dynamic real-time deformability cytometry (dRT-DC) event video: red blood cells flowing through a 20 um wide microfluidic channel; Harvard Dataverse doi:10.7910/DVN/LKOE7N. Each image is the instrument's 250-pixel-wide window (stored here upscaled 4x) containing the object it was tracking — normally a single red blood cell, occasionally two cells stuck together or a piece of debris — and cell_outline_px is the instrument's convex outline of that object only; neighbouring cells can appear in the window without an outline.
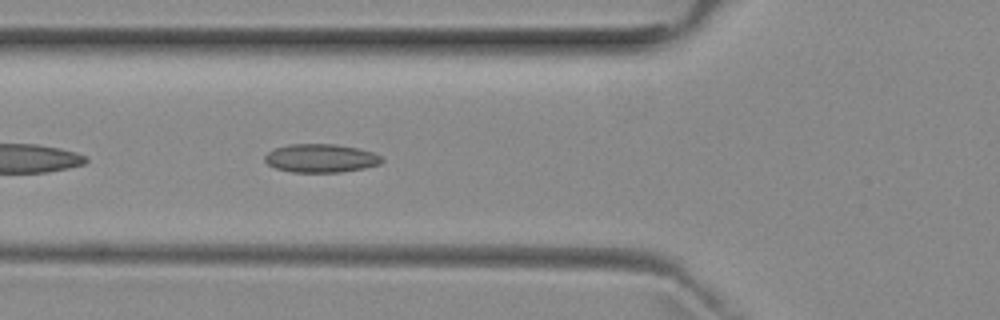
{"species": "common noctule bat (a hibernating species)", "species_latin": "Nyctalus noctula", "temperature_condition": "room temperature", "stored_images_in_passage": 38, "camera_frame_rate_fps": 3000, "um_per_image_px": 0.085, "animal": {"sex": "female", "body_mass_g": 29.2, "forearm_length_mm": 56.3}, "frame": {"image": 1, "passage_image": 5, "time_ms": 1.333, "image_size_px": [1000, 320], "cell_outline_px": [[384, 160], [380, 164], [364, 168], [340, 172], [292, 172], [276, 168], [268, 164], [264, 160], [264, 156], [268, 152], [276, 148], [288, 144], [336, 144], [360, 148], [372, 152], [380, 156]], "centroid_in_image_um": [27.28, 13.44], "position_along_channel_um": 98.5, "area_um2": 19.42}}
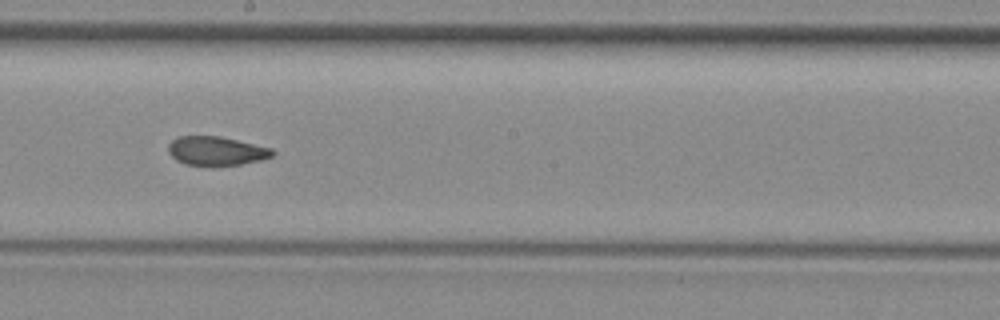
{"frame": {"image": 2, "passage_image": 15, "time_ms": 4.667, "image_size_px": [1000, 320], "cell_outline_px": [[276, 152], [272, 156], [260, 160], [240, 164], [212, 168], [184, 164], [176, 160], [168, 152], [168, 144], [172, 140], [180, 136], [220, 136], [272, 148]], "centroid_in_image_um": [18.36, 12.86], "position_along_channel_um": 229.8, "area_um2": 18.03}}
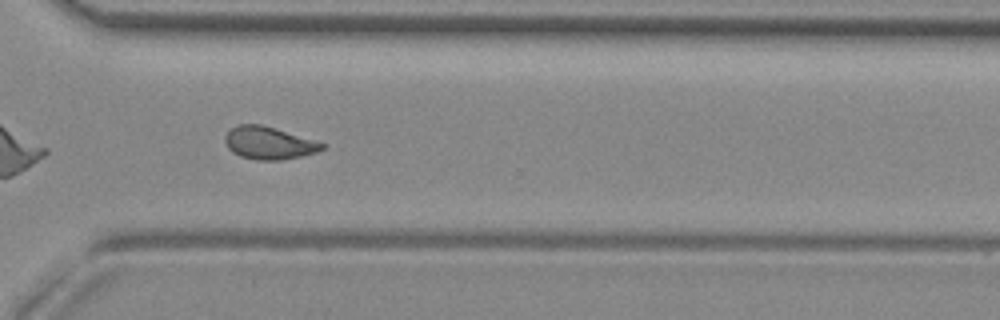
{"frame": {"image": 3, "passage_image": 24, "time_ms": 7.667, "image_size_px": [1000, 320], "cell_outline_px": [[324, 148], [316, 152], [300, 156], [280, 160], [256, 160], [240, 156], [232, 152], [228, 148], [224, 140], [224, 136], [232, 128], [240, 124], [260, 124], [312, 140], [324, 144]], "centroid_in_image_um": [22.79, 12.17], "position_along_channel_um": 347.8, "area_um2": 17.98}, "authors_computed_cell_mechanics": {"area_um2": 18.2937, "velocity_mm_per_s": 3.9323, "shape_relaxation_time_tau1_ms": null, "shape_relaxation_time_tau2_ms": 2.2224, "deformation_change_tau1": null, "deformation_change_tau2": 0.0838}}